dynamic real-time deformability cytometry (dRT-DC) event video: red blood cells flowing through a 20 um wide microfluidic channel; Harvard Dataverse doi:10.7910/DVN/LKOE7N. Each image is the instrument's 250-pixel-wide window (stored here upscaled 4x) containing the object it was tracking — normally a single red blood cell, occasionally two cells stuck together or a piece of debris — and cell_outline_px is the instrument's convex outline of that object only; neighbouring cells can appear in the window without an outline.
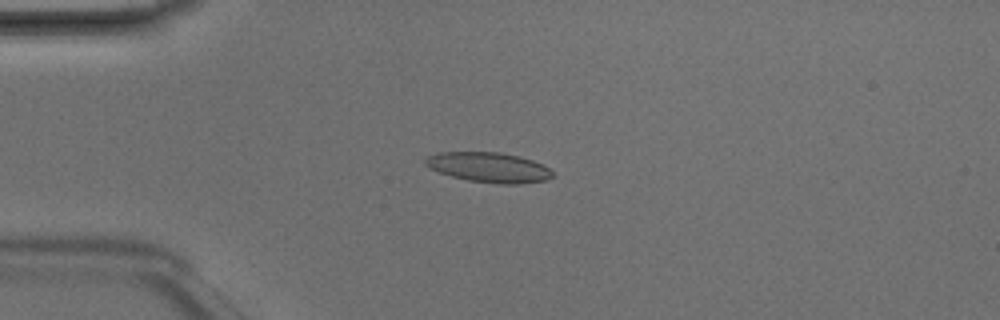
{"species": "Egyptian fruit bat (a non-hibernating species)", "species_latin": "Rousettus aegyptiacus", "temperature_condition": "room temperature", "stored_images_in_passage": 6, "camera_frame_rate_fps": 3000, "um_per_image_px": 0.085, "animal": {"sex": "male"}, "frame": {"image": 1, "passage_image": 4, "time_ms": 1.0, "image_size_px": [1000, 320], "cell_outline_px": [[556, 176], [544, 180], [520, 184], [496, 184], [468, 180], [452, 176], [428, 168], [424, 164], [424, 160], [428, 156], [440, 152], [500, 152], [520, 156], [544, 164]], "centroid_in_image_um": [41.57, 14.22], "position_along_channel_um": 43.4, "area_um2": 22.37}}
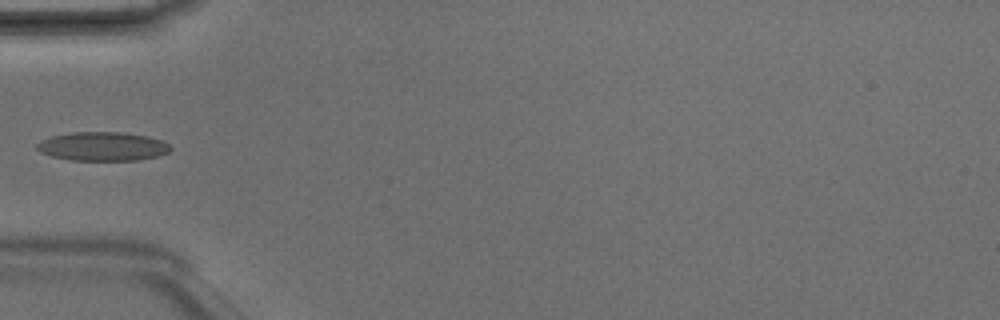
{"frame": {"image": 2, "passage_image": 5, "time_ms": 1.333, "image_size_px": [1000, 320], "cell_outline_px": [[172, 148], [168, 152], [160, 156], [136, 160], [72, 160], [52, 156], [40, 152], [36, 148], [36, 144], [40, 140], [52, 136], [72, 132], [124, 132], [148, 136], [160, 140], [168, 144]], "centroid_in_image_um": [8.72, 12.44], "position_along_channel_um": 76.3, "area_um2": 22.48}}